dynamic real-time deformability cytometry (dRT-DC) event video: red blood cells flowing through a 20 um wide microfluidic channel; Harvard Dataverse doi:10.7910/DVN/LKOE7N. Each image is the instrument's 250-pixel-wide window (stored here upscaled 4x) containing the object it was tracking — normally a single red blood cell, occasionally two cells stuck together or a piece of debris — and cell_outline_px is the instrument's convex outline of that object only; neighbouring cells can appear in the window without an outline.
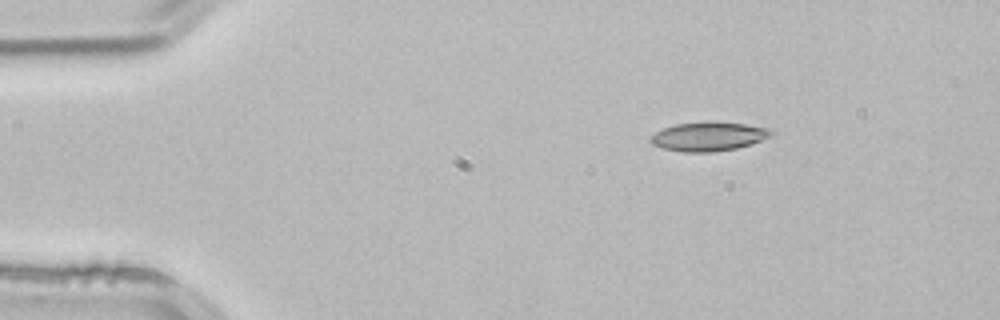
{"species": "common noctule bat (a hibernating species)", "species_latin": "Nyctalus noctula", "temperature_condition": "room temperature", "stored_images_in_passage": 4, "camera_frame_rate_fps": 3000, "um_per_image_px": 0.085, "animal": {"sex": "male", "body_mass_g": 21.5, "forearm_length_mm": 52.0}, "frame": {"image": 1, "passage_image": 4, "time_ms": 1.0, "image_size_px": [1000, 320], "cell_outline_px": [[776, 132], [760, 140], [736, 148], [712, 152], [684, 152], [664, 148], [652, 144], [648, 140], [656, 132], [664, 128], [676, 124], [744, 124], [772, 128]], "centroid_in_image_um": [60.22, 11.63], "position_along_channel_um": 24.8, "area_um2": 19.42}}